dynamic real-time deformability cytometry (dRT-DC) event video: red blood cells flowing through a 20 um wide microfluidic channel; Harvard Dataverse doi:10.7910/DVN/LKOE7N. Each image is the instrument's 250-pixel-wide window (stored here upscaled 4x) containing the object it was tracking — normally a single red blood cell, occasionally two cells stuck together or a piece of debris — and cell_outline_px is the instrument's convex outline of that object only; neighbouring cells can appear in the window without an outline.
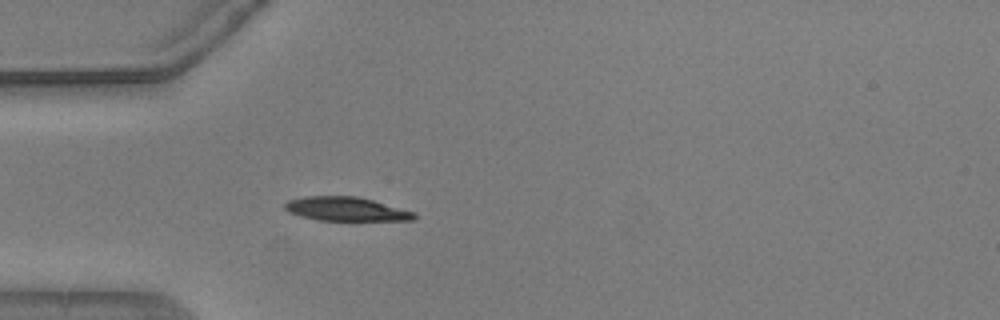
{"species": "common noctule bat (a hibernating species)", "species_latin": "Nyctalus noctula", "temperature_condition": "warm", "stored_images_in_passage": 34, "camera_frame_rate_fps": 3000, "um_per_image_px": 0.085, "animal": {"sex": "male", "body_mass_g": 20.5, "forearm_length_mm": 52.5}, "frame": {"image": 1, "passage_image": 16, "time_ms": 5.0, "image_size_px": [1000, 320], "cell_outline_px": [[416, 220], [320, 220], [300, 216], [288, 212], [284, 208], [284, 204], [288, 200], [304, 196], [356, 196], [372, 200], [416, 212]], "centroid_in_image_um": [29.41, 17.76], "position_along_channel_um": 55.6, "area_um2": 17.98}}